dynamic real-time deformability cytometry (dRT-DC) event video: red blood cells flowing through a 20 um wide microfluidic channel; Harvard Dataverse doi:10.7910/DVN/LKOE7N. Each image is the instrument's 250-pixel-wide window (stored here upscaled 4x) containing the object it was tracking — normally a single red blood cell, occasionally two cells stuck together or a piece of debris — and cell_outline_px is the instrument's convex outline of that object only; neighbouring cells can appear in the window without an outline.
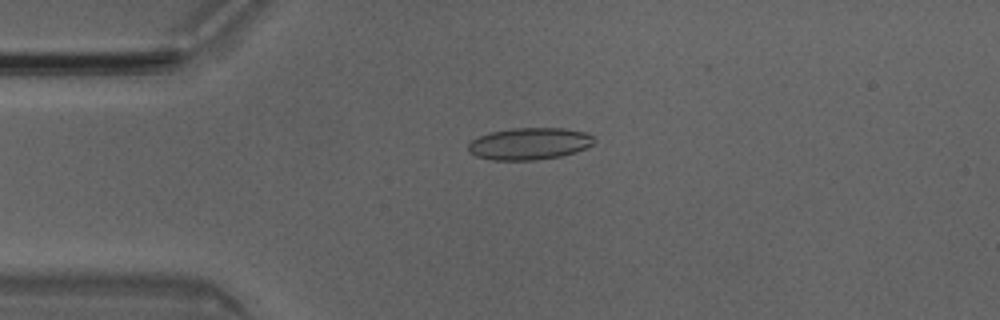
{"species": "Egyptian fruit bat (a non-hibernating species)", "species_latin": "Rousettus aegyptiacus", "temperature_condition": "room temperature", "stored_images_in_passage": 38, "camera_frame_rate_fps": 3000, "um_per_image_px": 0.085, "animal": {"sex": "male"}, "frame": {"image": 1, "passage_image": 7, "time_ms": 2.0, "image_size_px": [1000, 320], "cell_outline_px": [[596, 140], [592, 144], [576, 152], [560, 156], [536, 160], [492, 160], [476, 156], [468, 152], [468, 144], [472, 140], [488, 132], [508, 128], [564, 128], [584, 132], [592, 136]], "centroid_in_image_um": [44.96, 12.21], "position_along_channel_um": 40.0, "area_um2": 23.52}}
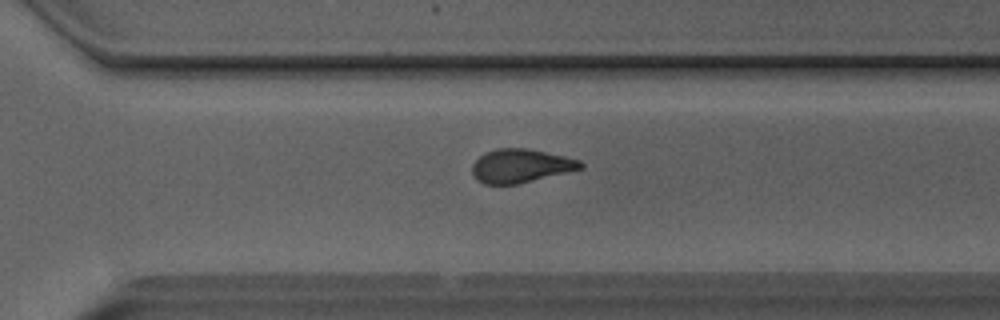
{"frame": {"image": 2, "passage_image": 30, "time_ms": 9.667, "image_size_px": [1000, 320], "cell_outline_px": [[584, 168], [520, 184], [484, 184], [476, 180], [472, 172], [472, 164], [484, 152], [496, 148], [528, 148], [564, 156], [580, 160], [584, 164]], "centroid_in_image_um": [44.26, 14.1], "position_along_channel_um": 326.3, "area_um2": 21.44}}
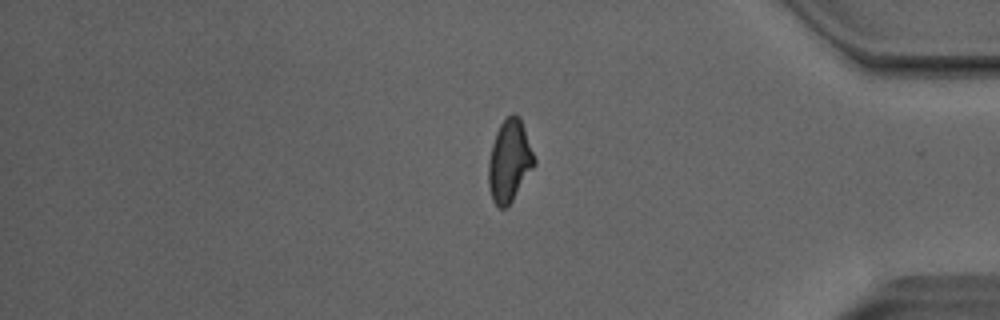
{"frame": {"image": 3, "passage_image": 37, "time_ms": 12.0, "image_size_px": [1000, 320], "cell_outline_px": [[536, 164], [512, 200], [504, 208], [500, 208], [492, 200], [488, 184], [488, 160], [492, 144], [496, 132], [500, 124], [512, 112], [516, 112], [520, 116], [536, 160]], "centroid_in_image_um": [43.3, 13.64], "position_along_channel_um": 391.9, "area_um2": 21.91}, "authors_computed_cell_mechanics": {"area_um2": 22.2241, "velocity_mm_per_s": 4.0479, "shape_relaxation_time_tau1_ms": 5.7087, "shape_relaxation_time_tau2_ms": 1.5913, "deformation_change_tau1": 0.1571, "deformation_change_tau2": 0.0876}}